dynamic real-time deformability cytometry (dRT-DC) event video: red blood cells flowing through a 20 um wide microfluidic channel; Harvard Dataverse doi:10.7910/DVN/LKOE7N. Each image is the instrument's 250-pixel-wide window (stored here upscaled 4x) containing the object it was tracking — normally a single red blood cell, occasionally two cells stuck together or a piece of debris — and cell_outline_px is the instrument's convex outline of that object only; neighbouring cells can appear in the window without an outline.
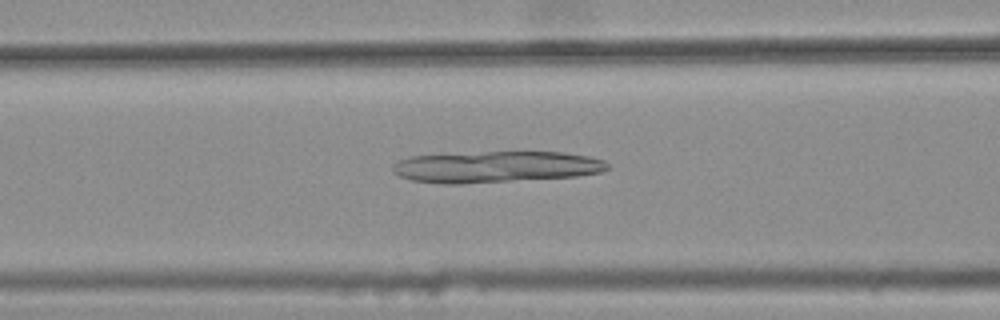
{"species": "common noctule bat (a hibernating species)", "species_latin": "Nyctalus noctula", "temperature_condition": "warm", "stored_images_in_passage": 46, "camera_frame_rate_fps": 3000, "um_per_image_px": 0.085, "animal": {"sex": "female", "body_mass_g": 25.1}, "frame": {"image": 1, "passage_image": 21, "time_ms": 6.667, "image_size_px": [1000, 320], "cell_outline_px": [[608, 168], [600, 172], [576, 176], [464, 184], [440, 184], [412, 180], [400, 176], [392, 172], [392, 164], [408, 156], [484, 152], [560, 152], [588, 156], [604, 160], [608, 164]], "centroid_in_image_um": [42.1, 14.19], "position_along_channel_um": 124.5, "area_um2": 39.25}}
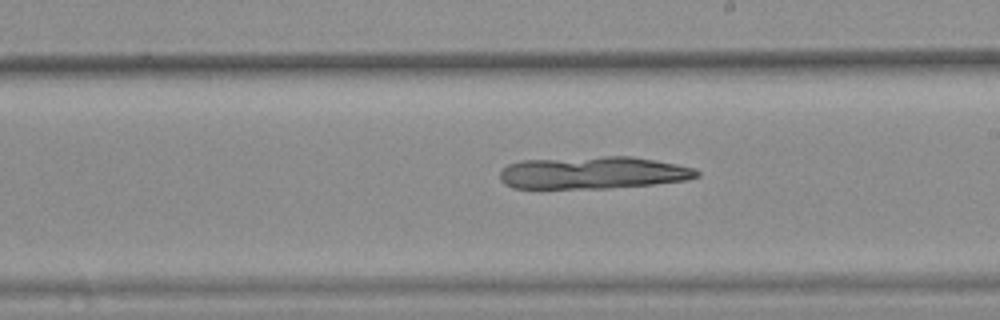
{"frame": {"image": 2, "passage_image": 30, "time_ms": 9.667, "image_size_px": [1000, 320], "cell_outline_px": [[700, 176], [688, 180], [652, 184], [608, 188], [512, 188], [504, 184], [500, 180], [500, 172], [508, 164], [520, 160], [604, 156], [632, 156], [676, 164], [692, 168], [700, 172]], "centroid_in_image_um": [50.39, 14.68], "position_along_channel_um": 238.6, "area_um2": 37.22}}
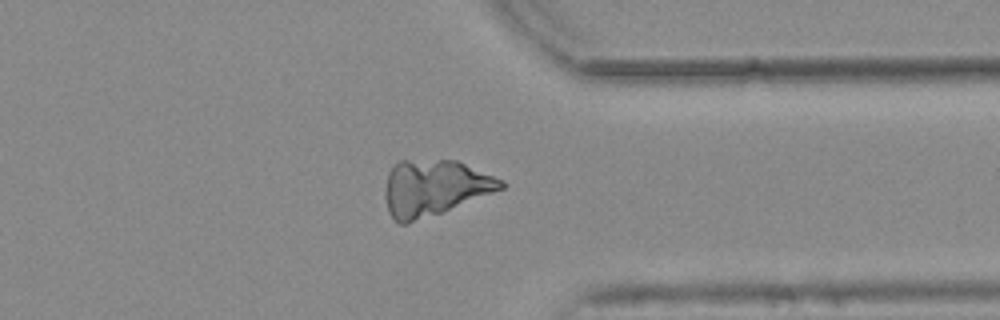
{"frame": {"image": 3, "passage_image": 41, "time_ms": 13.333, "image_size_px": [1000, 320], "cell_outline_px": [[508, 184], [504, 188], [408, 224], [400, 224], [388, 212], [384, 196], [384, 192], [388, 172], [392, 164], [400, 160], [456, 160], [504, 180]], "centroid_in_image_um": [36.88, 15.94], "position_along_channel_um": 374.5, "area_um2": 37.57}}